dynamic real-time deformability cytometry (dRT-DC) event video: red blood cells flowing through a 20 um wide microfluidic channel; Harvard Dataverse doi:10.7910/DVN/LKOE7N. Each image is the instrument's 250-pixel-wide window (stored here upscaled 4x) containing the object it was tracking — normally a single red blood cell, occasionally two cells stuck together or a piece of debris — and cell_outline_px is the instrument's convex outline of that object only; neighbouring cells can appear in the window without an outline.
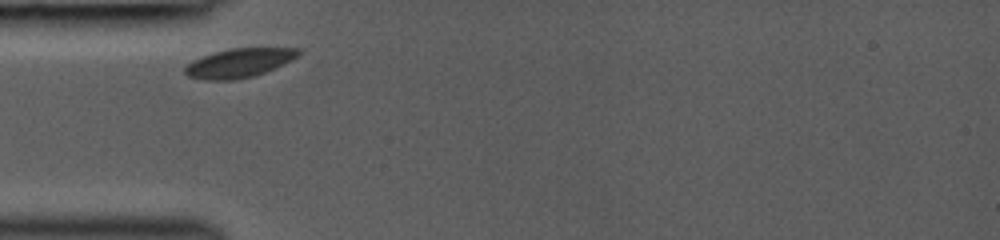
{"species": "common noctule bat (a hibernating species)", "species_latin": "Nyctalus noctula", "temperature_condition": "room temperature", "stored_images_in_passage": 2, "camera_frame_rate_fps": 3000, "um_per_image_px": 0.085, "animal": {"sex": "female", "body_mass_g": 19.0, "forearm_length_mm": 53.3}, "frame": {"image": 1, "passage_image": 1, "time_ms": 0.0, "image_size_px": [1000, 240], "cell_outline_px": [[300, 52], [292, 60], [284, 64], [264, 72], [252, 76], [232, 80], [204, 80], [188, 76], [184, 72], [184, 68], [192, 60], [212, 52], [232, 48], [300, 48]], "centroid_in_image_um": [20.28, 5.35], "position_along_channel_um": 64.7, "area_um2": 19.07}}